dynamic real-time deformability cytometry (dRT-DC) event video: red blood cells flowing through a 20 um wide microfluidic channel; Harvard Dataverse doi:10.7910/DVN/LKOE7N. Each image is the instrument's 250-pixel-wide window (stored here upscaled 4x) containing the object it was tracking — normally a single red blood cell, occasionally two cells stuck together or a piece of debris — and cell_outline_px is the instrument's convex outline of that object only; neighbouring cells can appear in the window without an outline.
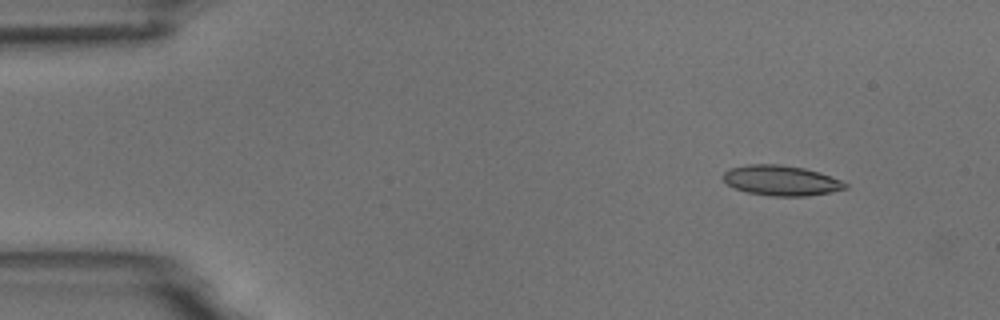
{"species": "common noctule bat (a hibernating species)", "species_latin": "Nyctalus noctula", "temperature_condition": "room temperature", "stored_images_in_passage": 10, "camera_frame_rate_fps": 3000, "um_per_image_px": 0.085, "animal": {"sex": "male", "body_mass_g": 18.8}, "frame": {"image": 1, "passage_image": 1, "time_ms": 0.0, "image_size_px": [1000, 320], "cell_outline_px": [[848, 188], [832, 192], [808, 196], [772, 196], [748, 192], [736, 188], [728, 184], [724, 180], [724, 172], [728, 168], [748, 164], [780, 164], [804, 168], [820, 172], [840, 180], [848, 184]], "centroid_in_image_um": [66.42, 15.34], "position_along_channel_um": 18.6, "area_um2": 21.5}}
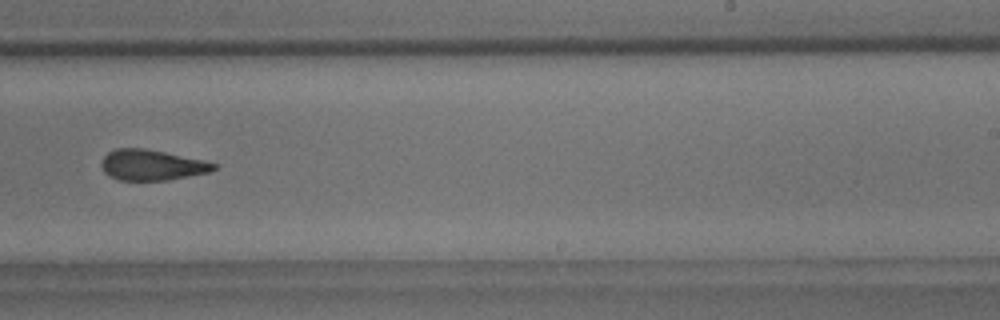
{"frame": {"image": 2, "passage_image": 9, "time_ms": 9.333, "image_size_px": [1000, 320], "cell_outline_px": [[216, 168], [208, 172], [168, 180], [120, 180], [108, 176], [104, 172], [100, 164], [104, 156], [108, 152], [116, 148], [144, 148], [204, 160], [216, 164]], "centroid_in_image_um": [12.86, 14.02], "position_along_channel_um": 276.1, "area_um2": 19.94}}
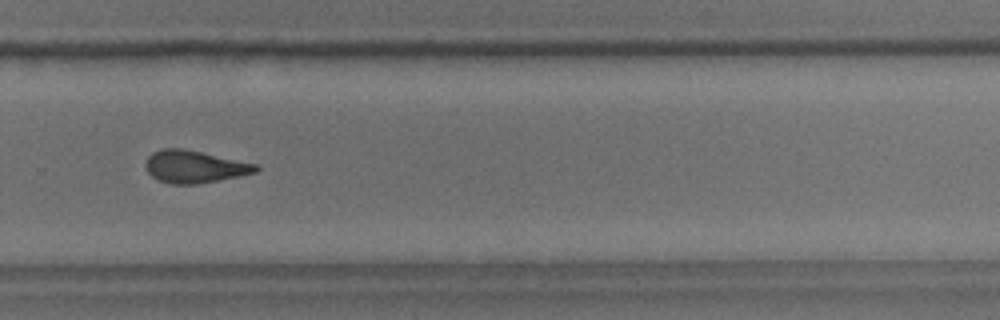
{"frame": {"image": 3, "passage_image": 10, "time_ms": 10.333, "image_size_px": [1000, 320], "cell_outline_px": [[260, 168], [256, 172], [220, 180], [196, 184], [172, 184], [156, 180], [148, 172], [144, 164], [148, 156], [152, 152], [164, 148], [184, 148], [260, 164]], "centroid_in_image_um": [16.54, 14.16], "position_along_channel_um": 313.3, "area_um2": 21.1}}